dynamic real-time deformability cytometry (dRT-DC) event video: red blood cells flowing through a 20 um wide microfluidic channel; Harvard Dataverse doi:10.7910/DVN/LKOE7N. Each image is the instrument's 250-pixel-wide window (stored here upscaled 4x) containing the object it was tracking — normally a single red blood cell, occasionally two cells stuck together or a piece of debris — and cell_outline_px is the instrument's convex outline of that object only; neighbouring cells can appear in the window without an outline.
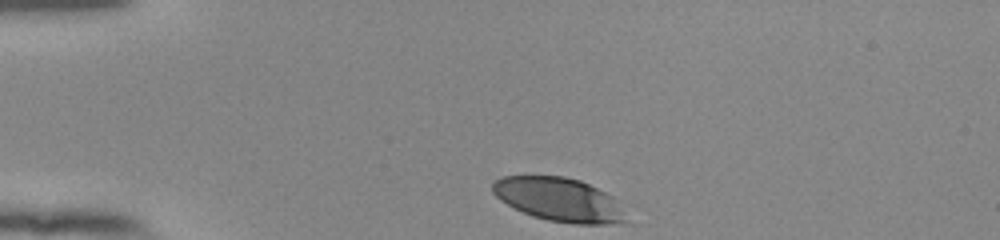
{"species": "human", "species_latin": "Homo sapiens", "temperature_condition": "room temperature", "stored_images_in_passage": 33, "camera_frame_rate_fps": 3000, "um_per_image_px": 0.085, "donor": {"sex": "female"}, "frame": {"image": 1, "passage_image": 1, "time_ms": 0.0, "image_size_px": [1000, 240], "cell_outline_px": [[628, 220], [604, 224], [572, 224], [548, 220], [532, 216], [500, 200], [492, 192], [492, 184], [500, 176], [564, 176], [580, 180], [612, 196]], "centroid_in_image_um": [47.47, 16.95], "position_along_channel_um": 37.5, "area_um2": 33.52}}
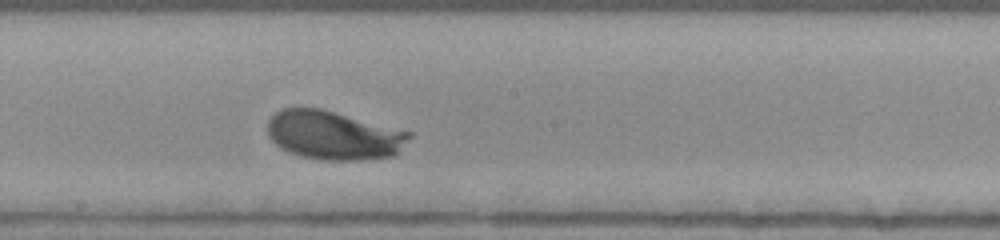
{"frame": {"image": 2, "passage_image": 19, "time_ms": 6.0, "image_size_px": [1000, 240], "cell_outline_px": [[412, 136], [396, 156], [360, 160], [320, 160], [300, 156], [288, 152], [280, 148], [268, 136], [268, 120], [276, 112], [284, 108], [320, 108], [412, 132]], "centroid_in_image_um": [28.37, 11.51], "position_along_channel_um": 219.8, "area_um2": 40.46}}
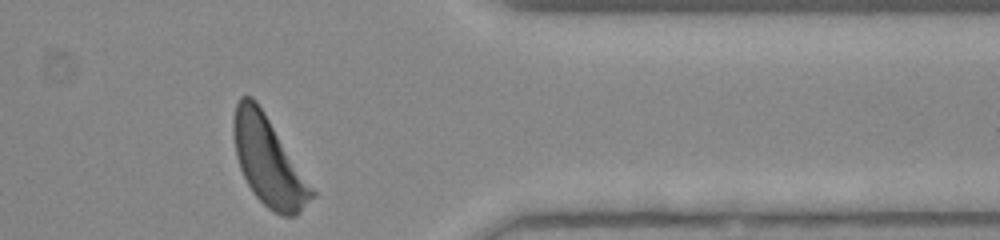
{"frame": {"image": 3, "passage_image": 33, "time_ms": 10.667, "image_size_px": [1000, 240], "cell_outline_px": [[316, 196], [296, 216], [280, 216], [268, 208], [252, 192], [240, 168], [236, 156], [232, 132], [232, 120], [236, 104], [240, 96], [252, 96], [256, 100], [264, 112], [316, 192]], "centroid_in_image_um": [22.81, 13.72], "position_along_channel_um": 388.6, "area_um2": 40.17}, "authors_computed_cell_mechanics": {"area_um2": 38.5526, "velocity_mm_per_s": 3.8674, "shape_relaxation_time_tau1_ms": 2.0092, "shape_relaxation_time_tau2_ms": null, "deformation_change_tau1": 0.1435, "deformation_change_tau2": null}}